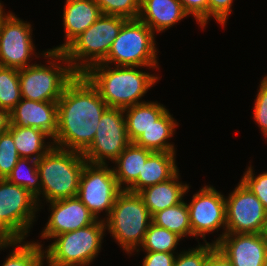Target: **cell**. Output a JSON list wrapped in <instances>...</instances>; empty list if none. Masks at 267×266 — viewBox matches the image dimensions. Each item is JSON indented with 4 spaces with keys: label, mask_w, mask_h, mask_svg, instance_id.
I'll use <instances>...</instances> for the list:
<instances>
[{
    "label": "cell",
    "mask_w": 267,
    "mask_h": 266,
    "mask_svg": "<svg viewBox=\"0 0 267 266\" xmlns=\"http://www.w3.org/2000/svg\"><path fill=\"white\" fill-rule=\"evenodd\" d=\"M57 105L54 146L83 153L94 139L107 104L89 79L77 74L64 89Z\"/></svg>",
    "instance_id": "1"
},
{
    "label": "cell",
    "mask_w": 267,
    "mask_h": 266,
    "mask_svg": "<svg viewBox=\"0 0 267 266\" xmlns=\"http://www.w3.org/2000/svg\"><path fill=\"white\" fill-rule=\"evenodd\" d=\"M137 66H115L98 63L84 75L97 88L108 107L127 108L144 103L142 97L160 79L154 74L137 70ZM141 100V101H139Z\"/></svg>",
    "instance_id": "2"
},
{
    "label": "cell",
    "mask_w": 267,
    "mask_h": 266,
    "mask_svg": "<svg viewBox=\"0 0 267 266\" xmlns=\"http://www.w3.org/2000/svg\"><path fill=\"white\" fill-rule=\"evenodd\" d=\"M87 160L82 153L53 146L37 160L41 195L47 202L76 197Z\"/></svg>",
    "instance_id": "3"
},
{
    "label": "cell",
    "mask_w": 267,
    "mask_h": 266,
    "mask_svg": "<svg viewBox=\"0 0 267 266\" xmlns=\"http://www.w3.org/2000/svg\"><path fill=\"white\" fill-rule=\"evenodd\" d=\"M40 55L48 59V65L34 63L19 69L21 97L33 101L58 102L77 73L62 51L48 50Z\"/></svg>",
    "instance_id": "4"
},
{
    "label": "cell",
    "mask_w": 267,
    "mask_h": 266,
    "mask_svg": "<svg viewBox=\"0 0 267 266\" xmlns=\"http://www.w3.org/2000/svg\"><path fill=\"white\" fill-rule=\"evenodd\" d=\"M105 223L115 242L130 255L139 251L152 216L138 193L122 190Z\"/></svg>",
    "instance_id": "5"
},
{
    "label": "cell",
    "mask_w": 267,
    "mask_h": 266,
    "mask_svg": "<svg viewBox=\"0 0 267 266\" xmlns=\"http://www.w3.org/2000/svg\"><path fill=\"white\" fill-rule=\"evenodd\" d=\"M127 19L102 14L87 30L76 37L62 52L77 74L101 63Z\"/></svg>",
    "instance_id": "6"
},
{
    "label": "cell",
    "mask_w": 267,
    "mask_h": 266,
    "mask_svg": "<svg viewBox=\"0 0 267 266\" xmlns=\"http://www.w3.org/2000/svg\"><path fill=\"white\" fill-rule=\"evenodd\" d=\"M106 223L103 219L74 231L53 237L45 248L48 266H89L102 247Z\"/></svg>",
    "instance_id": "7"
},
{
    "label": "cell",
    "mask_w": 267,
    "mask_h": 266,
    "mask_svg": "<svg viewBox=\"0 0 267 266\" xmlns=\"http://www.w3.org/2000/svg\"><path fill=\"white\" fill-rule=\"evenodd\" d=\"M155 33L139 18L127 19L101 62L115 66L158 69Z\"/></svg>",
    "instance_id": "8"
},
{
    "label": "cell",
    "mask_w": 267,
    "mask_h": 266,
    "mask_svg": "<svg viewBox=\"0 0 267 266\" xmlns=\"http://www.w3.org/2000/svg\"><path fill=\"white\" fill-rule=\"evenodd\" d=\"M39 205L25 188L0 179V240H24Z\"/></svg>",
    "instance_id": "9"
},
{
    "label": "cell",
    "mask_w": 267,
    "mask_h": 266,
    "mask_svg": "<svg viewBox=\"0 0 267 266\" xmlns=\"http://www.w3.org/2000/svg\"><path fill=\"white\" fill-rule=\"evenodd\" d=\"M122 191L108 164L86 162L81 172L77 197L97 220L106 212L105 221L113 208L117 195Z\"/></svg>",
    "instance_id": "10"
},
{
    "label": "cell",
    "mask_w": 267,
    "mask_h": 266,
    "mask_svg": "<svg viewBox=\"0 0 267 266\" xmlns=\"http://www.w3.org/2000/svg\"><path fill=\"white\" fill-rule=\"evenodd\" d=\"M126 130L124 110L108 107L99 121L91 145L82 153L89 163H112L119 157L130 144Z\"/></svg>",
    "instance_id": "11"
},
{
    "label": "cell",
    "mask_w": 267,
    "mask_h": 266,
    "mask_svg": "<svg viewBox=\"0 0 267 266\" xmlns=\"http://www.w3.org/2000/svg\"><path fill=\"white\" fill-rule=\"evenodd\" d=\"M0 14V66L22 69L30 65L35 54L32 27L11 11Z\"/></svg>",
    "instance_id": "12"
},
{
    "label": "cell",
    "mask_w": 267,
    "mask_h": 266,
    "mask_svg": "<svg viewBox=\"0 0 267 266\" xmlns=\"http://www.w3.org/2000/svg\"><path fill=\"white\" fill-rule=\"evenodd\" d=\"M226 233H263L267 210L262 202L240 181L225 196Z\"/></svg>",
    "instance_id": "13"
},
{
    "label": "cell",
    "mask_w": 267,
    "mask_h": 266,
    "mask_svg": "<svg viewBox=\"0 0 267 266\" xmlns=\"http://www.w3.org/2000/svg\"><path fill=\"white\" fill-rule=\"evenodd\" d=\"M189 211V221L193 236H198L205 242L206 233L224 230L212 243L216 244L226 234V201L221 192L213 186H204L192 196V200L187 204Z\"/></svg>",
    "instance_id": "14"
},
{
    "label": "cell",
    "mask_w": 267,
    "mask_h": 266,
    "mask_svg": "<svg viewBox=\"0 0 267 266\" xmlns=\"http://www.w3.org/2000/svg\"><path fill=\"white\" fill-rule=\"evenodd\" d=\"M51 214L44 227L42 239H52L60 234L86 227L97 221L95 216L76 196L48 202Z\"/></svg>",
    "instance_id": "15"
},
{
    "label": "cell",
    "mask_w": 267,
    "mask_h": 266,
    "mask_svg": "<svg viewBox=\"0 0 267 266\" xmlns=\"http://www.w3.org/2000/svg\"><path fill=\"white\" fill-rule=\"evenodd\" d=\"M216 247L232 266H267V241L263 233H226Z\"/></svg>",
    "instance_id": "16"
},
{
    "label": "cell",
    "mask_w": 267,
    "mask_h": 266,
    "mask_svg": "<svg viewBox=\"0 0 267 266\" xmlns=\"http://www.w3.org/2000/svg\"><path fill=\"white\" fill-rule=\"evenodd\" d=\"M10 125L33 127L47 133L53 140L57 133V102L22 98L9 112Z\"/></svg>",
    "instance_id": "17"
},
{
    "label": "cell",
    "mask_w": 267,
    "mask_h": 266,
    "mask_svg": "<svg viewBox=\"0 0 267 266\" xmlns=\"http://www.w3.org/2000/svg\"><path fill=\"white\" fill-rule=\"evenodd\" d=\"M101 15V9L95 0H66L62 16L66 40L62 45L48 50L63 51Z\"/></svg>",
    "instance_id": "18"
},
{
    "label": "cell",
    "mask_w": 267,
    "mask_h": 266,
    "mask_svg": "<svg viewBox=\"0 0 267 266\" xmlns=\"http://www.w3.org/2000/svg\"><path fill=\"white\" fill-rule=\"evenodd\" d=\"M189 16L179 0H141L139 19L154 33L169 29Z\"/></svg>",
    "instance_id": "19"
},
{
    "label": "cell",
    "mask_w": 267,
    "mask_h": 266,
    "mask_svg": "<svg viewBox=\"0 0 267 266\" xmlns=\"http://www.w3.org/2000/svg\"><path fill=\"white\" fill-rule=\"evenodd\" d=\"M175 152H153L143 165L138 179L127 189L133 193L172 178L178 171Z\"/></svg>",
    "instance_id": "20"
},
{
    "label": "cell",
    "mask_w": 267,
    "mask_h": 266,
    "mask_svg": "<svg viewBox=\"0 0 267 266\" xmlns=\"http://www.w3.org/2000/svg\"><path fill=\"white\" fill-rule=\"evenodd\" d=\"M189 184L179 182V171L169 180L141 190L138 194L143 199L151 216L155 213L177 205L189 192Z\"/></svg>",
    "instance_id": "21"
},
{
    "label": "cell",
    "mask_w": 267,
    "mask_h": 266,
    "mask_svg": "<svg viewBox=\"0 0 267 266\" xmlns=\"http://www.w3.org/2000/svg\"><path fill=\"white\" fill-rule=\"evenodd\" d=\"M152 153L151 150L130 143L113 162L117 164V167L112 168L114 176L122 190H127L138 179L144 163Z\"/></svg>",
    "instance_id": "22"
},
{
    "label": "cell",
    "mask_w": 267,
    "mask_h": 266,
    "mask_svg": "<svg viewBox=\"0 0 267 266\" xmlns=\"http://www.w3.org/2000/svg\"><path fill=\"white\" fill-rule=\"evenodd\" d=\"M178 126L176 119L167 110L154 124L144 131L133 143L153 152H176L174 143L168 142Z\"/></svg>",
    "instance_id": "23"
},
{
    "label": "cell",
    "mask_w": 267,
    "mask_h": 266,
    "mask_svg": "<svg viewBox=\"0 0 267 266\" xmlns=\"http://www.w3.org/2000/svg\"><path fill=\"white\" fill-rule=\"evenodd\" d=\"M8 131L21 158L39 160L54 146L53 141L45 143V138L52 140L47 133L33 127L9 126Z\"/></svg>",
    "instance_id": "24"
},
{
    "label": "cell",
    "mask_w": 267,
    "mask_h": 266,
    "mask_svg": "<svg viewBox=\"0 0 267 266\" xmlns=\"http://www.w3.org/2000/svg\"><path fill=\"white\" fill-rule=\"evenodd\" d=\"M165 107L158 102L149 101L123 109L126 130L131 143L167 111Z\"/></svg>",
    "instance_id": "25"
},
{
    "label": "cell",
    "mask_w": 267,
    "mask_h": 266,
    "mask_svg": "<svg viewBox=\"0 0 267 266\" xmlns=\"http://www.w3.org/2000/svg\"><path fill=\"white\" fill-rule=\"evenodd\" d=\"M152 223L168 229L181 238L187 237V235L193 237L189 221V211L184 200L177 205L155 213L152 216Z\"/></svg>",
    "instance_id": "26"
},
{
    "label": "cell",
    "mask_w": 267,
    "mask_h": 266,
    "mask_svg": "<svg viewBox=\"0 0 267 266\" xmlns=\"http://www.w3.org/2000/svg\"><path fill=\"white\" fill-rule=\"evenodd\" d=\"M9 182L19 185L28 190L36 197L37 203L40 204L41 180L37 168V160L21 158L6 178Z\"/></svg>",
    "instance_id": "27"
},
{
    "label": "cell",
    "mask_w": 267,
    "mask_h": 266,
    "mask_svg": "<svg viewBox=\"0 0 267 266\" xmlns=\"http://www.w3.org/2000/svg\"><path fill=\"white\" fill-rule=\"evenodd\" d=\"M16 246L2 266H44V247L39 242L14 240Z\"/></svg>",
    "instance_id": "28"
},
{
    "label": "cell",
    "mask_w": 267,
    "mask_h": 266,
    "mask_svg": "<svg viewBox=\"0 0 267 266\" xmlns=\"http://www.w3.org/2000/svg\"><path fill=\"white\" fill-rule=\"evenodd\" d=\"M181 239L180 236L170 232L168 229L151 223L140 247L144 252L176 253L174 250Z\"/></svg>",
    "instance_id": "29"
},
{
    "label": "cell",
    "mask_w": 267,
    "mask_h": 266,
    "mask_svg": "<svg viewBox=\"0 0 267 266\" xmlns=\"http://www.w3.org/2000/svg\"><path fill=\"white\" fill-rule=\"evenodd\" d=\"M21 99L19 70L0 66V108L10 112Z\"/></svg>",
    "instance_id": "30"
},
{
    "label": "cell",
    "mask_w": 267,
    "mask_h": 266,
    "mask_svg": "<svg viewBox=\"0 0 267 266\" xmlns=\"http://www.w3.org/2000/svg\"><path fill=\"white\" fill-rule=\"evenodd\" d=\"M141 0H95L102 14L137 19L140 14Z\"/></svg>",
    "instance_id": "31"
},
{
    "label": "cell",
    "mask_w": 267,
    "mask_h": 266,
    "mask_svg": "<svg viewBox=\"0 0 267 266\" xmlns=\"http://www.w3.org/2000/svg\"><path fill=\"white\" fill-rule=\"evenodd\" d=\"M19 159L12 134L8 130L0 133V179L8 177Z\"/></svg>",
    "instance_id": "32"
},
{
    "label": "cell",
    "mask_w": 267,
    "mask_h": 266,
    "mask_svg": "<svg viewBox=\"0 0 267 266\" xmlns=\"http://www.w3.org/2000/svg\"><path fill=\"white\" fill-rule=\"evenodd\" d=\"M216 247L214 243L205 242L196 248L184 250L176 255L173 266H204L209 253Z\"/></svg>",
    "instance_id": "33"
},
{
    "label": "cell",
    "mask_w": 267,
    "mask_h": 266,
    "mask_svg": "<svg viewBox=\"0 0 267 266\" xmlns=\"http://www.w3.org/2000/svg\"><path fill=\"white\" fill-rule=\"evenodd\" d=\"M252 168L250 164L240 181L262 202L267 210V172H263L256 177Z\"/></svg>",
    "instance_id": "34"
},
{
    "label": "cell",
    "mask_w": 267,
    "mask_h": 266,
    "mask_svg": "<svg viewBox=\"0 0 267 266\" xmlns=\"http://www.w3.org/2000/svg\"><path fill=\"white\" fill-rule=\"evenodd\" d=\"M253 117L267 138V75L259 84V90L254 103Z\"/></svg>",
    "instance_id": "35"
},
{
    "label": "cell",
    "mask_w": 267,
    "mask_h": 266,
    "mask_svg": "<svg viewBox=\"0 0 267 266\" xmlns=\"http://www.w3.org/2000/svg\"><path fill=\"white\" fill-rule=\"evenodd\" d=\"M184 11L192 15L197 24L204 28L208 24V0H179Z\"/></svg>",
    "instance_id": "36"
},
{
    "label": "cell",
    "mask_w": 267,
    "mask_h": 266,
    "mask_svg": "<svg viewBox=\"0 0 267 266\" xmlns=\"http://www.w3.org/2000/svg\"><path fill=\"white\" fill-rule=\"evenodd\" d=\"M232 3L233 0H208V20L213 17L224 27L232 12Z\"/></svg>",
    "instance_id": "37"
},
{
    "label": "cell",
    "mask_w": 267,
    "mask_h": 266,
    "mask_svg": "<svg viewBox=\"0 0 267 266\" xmlns=\"http://www.w3.org/2000/svg\"><path fill=\"white\" fill-rule=\"evenodd\" d=\"M142 266H173L177 253L145 252Z\"/></svg>",
    "instance_id": "38"
},
{
    "label": "cell",
    "mask_w": 267,
    "mask_h": 266,
    "mask_svg": "<svg viewBox=\"0 0 267 266\" xmlns=\"http://www.w3.org/2000/svg\"><path fill=\"white\" fill-rule=\"evenodd\" d=\"M204 266H232L230 260L215 247L208 255Z\"/></svg>",
    "instance_id": "39"
},
{
    "label": "cell",
    "mask_w": 267,
    "mask_h": 266,
    "mask_svg": "<svg viewBox=\"0 0 267 266\" xmlns=\"http://www.w3.org/2000/svg\"><path fill=\"white\" fill-rule=\"evenodd\" d=\"M10 125L9 112L0 108V133L8 130Z\"/></svg>",
    "instance_id": "40"
},
{
    "label": "cell",
    "mask_w": 267,
    "mask_h": 266,
    "mask_svg": "<svg viewBox=\"0 0 267 266\" xmlns=\"http://www.w3.org/2000/svg\"><path fill=\"white\" fill-rule=\"evenodd\" d=\"M7 247H15L14 246V240H0V250H4L3 248Z\"/></svg>",
    "instance_id": "41"
},
{
    "label": "cell",
    "mask_w": 267,
    "mask_h": 266,
    "mask_svg": "<svg viewBox=\"0 0 267 266\" xmlns=\"http://www.w3.org/2000/svg\"><path fill=\"white\" fill-rule=\"evenodd\" d=\"M263 234H264L265 239L267 241V221H266V226H265V230H264Z\"/></svg>",
    "instance_id": "42"
},
{
    "label": "cell",
    "mask_w": 267,
    "mask_h": 266,
    "mask_svg": "<svg viewBox=\"0 0 267 266\" xmlns=\"http://www.w3.org/2000/svg\"><path fill=\"white\" fill-rule=\"evenodd\" d=\"M4 11L3 4L0 2V14Z\"/></svg>",
    "instance_id": "43"
}]
</instances>
